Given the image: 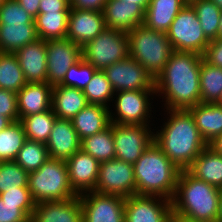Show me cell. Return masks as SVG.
Masks as SVG:
<instances>
[{
	"mask_svg": "<svg viewBox=\"0 0 222 222\" xmlns=\"http://www.w3.org/2000/svg\"><path fill=\"white\" fill-rule=\"evenodd\" d=\"M203 56L174 50L155 78V93L168 110H188L201 103L200 69ZM162 95V96H161Z\"/></svg>",
	"mask_w": 222,
	"mask_h": 222,
	"instance_id": "obj_1",
	"label": "cell"
},
{
	"mask_svg": "<svg viewBox=\"0 0 222 222\" xmlns=\"http://www.w3.org/2000/svg\"><path fill=\"white\" fill-rule=\"evenodd\" d=\"M166 112L167 121L154 132V143L180 170H187L208 144L189 110Z\"/></svg>",
	"mask_w": 222,
	"mask_h": 222,
	"instance_id": "obj_2",
	"label": "cell"
},
{
	"mask_svg": "<svg viewBox=\"0 0 222 222\" xmlns=\"http://www.w3.org/2000/svg\"><path fill=\"white\" fill-rule=\"evenodd\" d=\"M220 188L181 170L172 202L173 217L218 222Z\"/></svg>",
	"mask_w": 222,
	"mask_h": 222,
	"instance_id": "obj_3",
	"label": "cell"
},
{
	"mask_svg": "<svg viewBox=\"0 0 222 222\" xmlns=\"http://www.w3.org/2000/svg\"><path fill=\"white\" fill-rule=\"evenodd\" d=\"M137 195L172 200L181 170L153 142L133 164Z\"/></svg>",
	"mask_w": 222,
	"mask_h": 222,
	"instance_id": "obj_4",
	"label": "cell"
},
{
	"mask_svg": "<svg viewBox=\"0 0 222 222\" xmlns=\"http://www.w3.org/2000/svg\"><path fill=\"white\" fill-rule=\"evenodd\" d=\"M127 35L129 56L138 61L155 80L174 51L167 34L140 24Z\"/></svg>",
	"mask_w": 222,
	"mask_h": 222,
	"instance_id": "obj_5",
	"label": "cell"
},
{
	"mask_svg": "<svg viewBox=\"0 0 222 222\" xmlns=\"http://www.w3.org/2000/svg\"><path fill=\"white\" fill-rule=\"evenodd\" d=\"M28 189L35 203L64 201L78 196L71 187L66 162L52 158L29 173Z\"/></svg>",
	"mask_w": 222,
	"mask_h": 222,
	"instance_id": "obj_6",
	"label": "cell"
},
{
	"mask_svg": "<svg viewBox=\"0 0 222 222\" xmlns=\"http://www.w3.org/2000/svg\"><path fill=\"white\" fill-rule=\"evenodd\" d=\"M81 52L86 62L96 70L103 71L129 56L128 35L106 27L97 37L82 46Z\"/></svg>",
	"mask_w": 222,
	"mask_h": 222,
	"instance_id": "obj_7",
	"label": "cell"
},
{
	"mask_svg": "<svg viewBox=\"0 0 222 222\" xmlns=\"http://www.w3.org/2000/svg\"><path fill=\"white\" fill-rule=\"evenodd\" d=\"M173 50L194 52L203 56L210 40L205 36L197 13L188 2L176 15L167 31Z\"/></svg>",
	"mask_w": 222,
	"mask_h": 222,
	"instance_id": "obj_8",
	"label": "cell"
},
{
	"mask_svg": "<svg viewBox=\"0 0 222 222\" xmlns=\"http://www.w3.org/2000/svg\"><path fill=\"white\" fill-rule=\"evenodd\" d=\"M113 97L114 110H110V122L120 125H151L153 96L155 91H121L115 92ZM152 105V106H151ZM115 116V117H114Z\"/></svg>",
	"mask_w": 222,
	"mask_h": 222,
	"instance_id": "obj_9",
	"label": "cell"
},
{
	"mask_svg": "<svg viewBox=\"0 0 222 222\" xmlns=\"http://www.w3.org/2000/svg\"><path fill=\"white\" fill-rule=\"evenodd\" d=\"M115 145V159L135 164L154 142V130L149 125H120L110 123ZM152 130V131H151Z\"/></svg>",
	"mask_w": 222,
	"mask_h": 222,
	"instance_id": "obj_10",
	"label": "cell"
},
{
	"mask_svg": "<svg viewBox=\"0 0 222 222\" xmlns=\"http://www.w3.org/2000/svg\"><path fill=\"white\" fill-rule=\"evenodd\" d=\"M94 191L124 198L135 195L136 180L133 164L117 159L100 162Z\"/></svg>",
	"mask_w": 222,
	"mask_h": 222,
	"instance_id": "obj_11",
	"label": "cell"
},
{
	"mask_svg": "<svg viewBox=\"0 0 222 222\" xmlns=\"http://www.w3.org/2000/svg\"><path fill=\"white\" fill-rule=\"evenodd\" d=\"M103 72L114 92L141 90L155 91V80L146 69L132 57L106 67Z\"/></svg>",
	"mask_w": 222,
	"mask_h": 222,
	"instance_id": "obj_12",
	"label": "cell"
},
{
	"mask_svg": "<svg viewBox=\"0 0 222 222\" xmlns=\"http://www.w3.org/2000/svg\"><path fill=\"white\" fill-rule=\"evenodd\" d=\"M82 222H125V199L122 196L90 191L79 195Z\"/></svg>",
	"mask_w": 222,
	"mask_h": 222,
	"instance_id": "obj_13",
	"label": "cell"
},
{
	"mask_svg": "<svg viewBox=\"0 0 222 222\" xmlns=\"http://www.w3.org/2000/svg\"><path fill=\"white\" fill-rule=\"evenodd\" d=\"M171 200L156 195H132L125 199V222H172Z\"/></svg>",
	"mask_w": 222,
	"mask_h": 222,
	"instance_id": "obj_14",
	"label": "cell"
},
{
	"mask_svg": "<svg viewBox=\"0 0 222 222\" xmlns=\"http://www.w3.org/2000/svg\"><path fill=\"white\" fill-rule=\"evenodd\" d=\"M47 83L60 84L68 69L82 58L81 47L64 38L46 41Z\"/></svg>",
	"mask_w": 222,
	"mask_h": 222,
	"instance_id": "obj_15",
	"label": "cell"
},
{
	"mask_svg": "<svg viewBox=\"0 0 222 222\" xmlns=\"http://www.w3.org/2000/svg\"><path fill=\"white\" fill-rule=\"evenodd\" d=\"M105 28L103 12L70 8L66 38L80 47L97 37Z\"/></svg>",
	"mask_w": 222,
	"mask_h": 222,
	"instance_id": "obj_16",
	"label": "cell"
},
{
	"mask_svg": "<svg viewBox=\"0 0 222 222\" xmlns=\"http://www.w3.org/2000/svg\"><path fill=\"white\" fill-rule=\"evenodd\" d=\"M65 162L71 187L77 195L95 190L100 163L94 157L79 149Z\"/></svg>",
	"mask_w": 222,
	"mask_h": 222,
	"instance_id": "obj_17",
	"label": "cell"
},
{
	"mask_svg": "<svg viewBox=\"0 0 222 222\" xmlns=\"http://www.w3.org/2000/svg\"><path fill=\"white\" fill-rule=\"evenodd\" d=\"M105 26L128 33L144 23L145 10L139 4L123 0H106L103 8Z\"/></svg>",
	"mask_w": 222,
	"mask_h": 222,
	"instance_id": "obj_18",
	"label": "cell"
},
{
	"mask_svg": "<svg viewBox=\"0 0 222 222\" xmlns=\"http://www.w3.org/2000/svg\"><path fill=\"white\" fill-rule=\"evenodd\" d=\"M46 41L37 39L20 48L16 55L26 82H47Z\"/></svg>",
	"mask_w": 222,
	"mask_h": 222,
	"instance_id": "obj_19",
	"label": "cell"
},
{
	"mask_svg": "<svg viewBox=\"0 0 222 222\" xmlns=\"http://www.w3.org/2000/svg\"><path fill=\"white\" fill-rule=\"evenodd\" d=\"M46 147L50 158L64 161L81 148V140L71 120L56 119Z\"/></svg>",
	"mask_w": 222,
	"mask_h": 222,
	"instance_id": "obj_20",
	"label": "cell"
},
{
	"mask_svg": "<svg viewBox=\"0 0 222 222\" xmlns=\"http://www.w3.org/2000/svg\"><path fill=\"white\" fill-rule=\"evenodd\" d=\"M30 222H82L79 195L64 201L36 203Z\"/></svg>",
	"mask_w": 222,
	"mask_h": 222,
	"instance_id": "obj_21",
	"label": "cell"
},
{
	"mask_svg": "<svg viewBox=\"0 0 222 222\" xmlns=\"http://www.w3.org/2000/svg\"><path fill=\"white\" fill-rule=\"evenodd\" d=\"M53 86L46 83L27 82L17 92L19 121L26 116L51 109Z\"/></svg>",
	"mask_w": 222,
	"mask_h": 222,
	"instance_id": "obj_22",
	"label": "cell"
},
{
	"mask_svg": "<svg viewBox=\"0 0 222 222\" xmlns=\"http://www.w3.org/2000/svg\"><path fill=\"white\" fill-rule=\"evenodd\" d=\"M87 105L83 90L59 84L53 86L51 108L57 118L72 120Z\"/></svg>",
	"mask_w": 222,
	"mask_h": 222,
	"instance_id": "obj_23",
	"label": "cell"
},
{
	"mask_svg": "<svg viewBox=\"0 0 222 222\" xmlns=\"http://www.w3.org/2000/svg\"><path fill=\"white\" fill-rule=\"evenodd\" d=\"M188 0H151L145 10L144 23L154 31L167 33L171 23Z\"/></svg>",
	"mask_w": 222,
	"mask_h": 222,
	"instance_id": "obj_24",
	"label": "cell"
},
{
	"mask_svg": "<svg viewBox=\"0 0 222 222\" xmlns=\"http://www.w3.org/2000/svg\"><path fill=\"white\" fill-rule=\"evenodd\" d=\"M80 140L105 130L110 125V108L88 104L71 120Z\"/></svg>",
	"mask_w": 222,
	"mask_h": 222,
	"instance_id": "obj_25",
	"label": "cell"
},
{
	"mask_svg": "<svg viewBox=\"0 0 222 222\" xmlns=\"http://www.w3.org/2000/svg\"><path fill=\"white\" fill-rule=\"evenodd\" d=\"M37 39L35 23L6 22L0 24V52L15 53Z\"/></svg>",
	"mask_w": 222,
	"mask_h": 222,
	"instance_id": "obj_26",
	"label": "cell"
},
{
	"mask_svg": "<svg viewBox=\"0 0 222 222\" xmlns=\"http://www.w3.org/2000/svg\"><path fill=\"white\" fill-rule=\"evenodd\" d=\"M202 138L210 143L222 134V106L216 103H199L188 109Z\"/></svg>",
	"mask_w": 222,
	"mask_h": 222,
	"instance_id": "obj_27",
	"label": "cell"
},
{
	"mask_svg": "<svg viewBox=\"0 0 222 222\" xmlns=\"http://www.w3.org/2000/svg\"><path fill=\"white\" fill-rule=\"evenodd\" d=\"M187 171L196 179L222 188V156L208 145L193 161Z\"/></svg>",
	"mask_w": 222,
	"mask_h": 222,
	"instance_id": "obj_28",
	"label": "cell"
},
{
	"mask_svg": "<svg viewBox=\"0 0 222 222\" xmlns=\"http://www.w3.org/2000/svg\"><path fill=\"white\" fill-rule=\"evenodd\" d=\"M68 15L69 12L38 14L34 19L38 39L48 41L66 38Z\"/></svg>",
	"mask_w": 222,
	"mask_h": 222,
	"instance_id": "obj_29",
	"label": "cell"
},
{
	"mask_svg": "<svg viewBox=\"0 0 222 222\" xmlns=\"http://www.w3.org/2000/svg\"><path fill=\"white\" fill-rule=\"evenodd\" d=\"M80 149L94 157L99 163L115 159L113 131L110 125L105 130L82 139Z\"/></svg>",
	"mask_w": 222,
	"mask_h": 222,
	"instance_id": "obj_30",
	"label": "cell"
},
{
	"mask_svg": "<svg viewBox=\"0 0 222 222\" xmlns=\"http://www.w3.org/2000/svg\"><path fill=\"white\" fill-rule=\"evenodd\" d=\"M57 117L52 108L39 114L23 117L22 123L26 139L46 144Z\"/></svg>",
	"mask_w": 222,
	"mask_h": 222,
	"instance_id": "obj_31",
	"label": "cell"
},
{
	"mask_svg": "<svg viewBox=\"0 0 222 222\" xmlns=\"http://www.w3.org/2000/svg\"><path fill=\"white\" fill-rule=\"evenodd\" d=\"M26 83L16 55L0 52V89L17 93Z\"/></svg>",
	"mask_w": 222,
	"mask_h": 222,
	"instance_id": "obj_32",
	"label": "cell"
},
{
	"mask_svg": "<svg viewBox=\"0 0 222 222\" xmlns=\"http://www.w3.org/2000/svg\"><path fill=\"white\" fill-rule=\"evenodd\" d=\"M201 103H216L222 93V68L210 65L204 59L200 69Z\"/></svg>",
	"mask_w": 222,
	"mask_h": 222,
	"instance_id": "obj_33",
	"label": "cell"
},
{
	"mask_svg": "<svg viewBox=\"0 0 222 222\" xmlns=\"http://www.w3.org/2000/svg\"><path fill=\"white\" fill-rule=\"evenodd\" d=\"M197 13L205 36L211 41L218 38L222 10L211 0H188Z\"/></svg>",
	"mask_w": 222,
	"mask_h": 222,
	"instance_id": "obj_34",
	"label": "cell"
},
{
	"mask_svg": "<svg viewBox=\"0 0 222 222\" xmlns=\"http://www.w3.org/2000/svg\"><path fill=\"white\" fill-rule=\"evenodd\" d=\"M25 140V130L20 121L0 131V161H14Z\"/></svg>",
	"mask_w": 222,
	"mask_h": 222,
	"instance_id": "obj_35",
	"label": "cell"
},
{
	"mask_svg": "<svg viewBox=\"0 0 222 222\" xmlns=\"http://www.w3.org/2000/svg\"><path fill=\"white\" fill-rule=\"evenodd\" d=\"M49 158L46 144L26 139L14 161L30 173L38 170Z\"/></svg>",
	"mask_w": 222,
	"mask_h": 222,
	"instance_id": "obj_36",
	"label": "cell"
},
{
	"mask_svg": "<svg viewBox=\"0 0 222 222\" xmlns=\"http://www.w3.org/2000/svg\"><path fill=\"white\" fill-rule=\"evenodd\" d=\"M83 93L86 96L88 104L102 105L107 108L112 106L111 103H113L115 94L105 73L101 70L95 72L91 81L84 88Z\"/></svg>",
	"mask_w": 222,
	"mask_h": 222,
	"instance_id": "obj_37",
	"label": "cell"
},
{
	"mask_svg": "<svg viewBox=\"0 0 222 222\" xmlns=\"http://www.w3.org/2000/svg\"><path fill=\"white\" fill-rule=\"evenodd\" d=\"M28 175L15 161H0V193L16 187H28Z\"/></svg>",
	"mask_w": 222,
	"mask_h": 222,
	"instance_id": "obj_38",
	"label": "cell"
},
{
	"mask_svg": "<svg viewBox=\"0 0 222 222\" xmlns=\"http://www.w3.org/2000/svg\"><path fill=\"white\" fill-rule=\"evenodd\" d=\"M96 71L97 70L90 63L81 58L77 63L68 69L65 77L59 85L84 90Z\"/></svg>",
	"mask_w": 222,
	"mask_h": 222,
	"instance_id": "obj_39",
	"label": "cell"
},
{
	"mask_svg": "<svg viewBox=\"0 0 222 222\" xmlns=\"http://www.w3.org/2000/svg\"><path fill=\"white\" fill-rule=\"evenodd\" d=\"M3 204L19 205V207L31 218L35 208V202L32 199L28 187H16L0 193Z\"/></svg>",
	"mask_w": 222,
	"mask_h": 222,
	"instance_id": "obj_40",
	"label": "cell"
},
{
	"mask_svg": "<svg viewBox=\"0 0 222 222\" xmlns=\"http://www.w3.org/2000/svg\"><path fill=\"white\" fill-rule=\"evenodd\" d=\"M34 19L17 0H6L0 5V24L6 22L35 23Z\"/></svg>",
	"mask_w": 222,
	"mask_h": 222,
	"instance_id": "obj_41",
	"label": "cell"
},
{
	"mask_svg": "<svg viewBox=\"0 0 222 222\" xmlns=\"http://www.w3.org/2000/svg\"><path fill=\"white\" fill-rule=\"evenodd\" d=\"M0 115L12 122L19 121L17 93L0 89Z\"/></svg>",
	"mask_w": 222,
	"mask_h": 222,
	"instance_id": "obj_42",
	"label": "cell"
},
{
	"mask_svg": "<svg viewBox=\"0 0 222 222\" xmlns=\"http://www.w3.org/2000/svg\"><path fill=\"white\" fill-rule=\"evenodd\" d=\"M30 219L19 205L3 204L0 198V222H30Z\"/></svg>",
	"mask_w": 222,
	"mask_h": 222,
	"instance_id": "obj_43",
	"label": "cell"
},
{
	"mask_svg": "<svg viewBox=\"0 0 222 222\" xmlns=\"http://www.w3.org/2000/svg\"><path fill=\"white\" fill-rule=\"evenodd\" d=\"M203 59L212 66L222 68V38L210 41Z\"/></svg>",
	"mask_w": 222,
	"mask_h": 222,
	"instance_id": "obj_44",
	"label": "cell"
},
{
	"mask_svg": "<svg viewBox=\"0 0 222 222\" xmlns=\"http://www.w3.org/2000/svg\"><path fill=\"white\" fill-rule=\"evenodd\" d=\"M70 2L67 0H40L39 14L48 12H69Z\"/></svg>",
	"mask_w": 222,
	"mask_h": 222,
	"instance_id": "obj_45",
	"label": "cell"
},
{
	"mask_svg": "<svg viewBox=\"0 0 222 222\" xmlns=\"http://www.w3.org/2000/svg\"><path fill=\"white\" fill-rule=\"evenodd\" d=\"M106 0H71L70 7L75 9L103 11Z\"/></svg>",
	"mask_w": 222,
	"mask_h": 222,
	"instance_id": "obj_46",
	"label": "cell"
},
{
	"mask_svg": "<svg viewBox=\"0 0 222 222\" xmlns=\"http://www.w3.org/2000/svg\"><path fill=\"white\" fill-rule=\"evenodd\" d=\"M19 4L32 16L39 14L40 0H17Z\"/></svg>",
	"mask_w": 222,
	"mask_h": 222,
	"instance_id": "obj_47",
	"label": "cell"
},
{
	"mask_svg": "<svg viewBox=\"0 0 222 222\" xmlns=\"http://www.w3.org/2000/svg\"><path fill=\"white\" fill-rule=\"evenodd\" d=\"M208 146L222 156V134L215 137Z\"/></svg>",
	"mask_w": 222,
	"mask_h": 222,
	"instance_id": "obj_48",
	"label": "cell"
},
{
	"mask_svg": "<svg viewBox=\"0 0 222 222\" xmlns=\"http://www.w3.org/2000/svg\"><path fill=\"white\" fill-rule=\"evenodd\" d=\"M128 3H134V4H139L144 10H146L147 6L151 2V0H123Z\"/></svg>",
	"mask_w": 222,
	"mask_h": 222,
	"instance_id": "obj_49",
	"label": "cell"
},
{
	"mask_svg": "<svg viewBox=\"0 0 222 222\" xmlns=\"http://www.w3.org/2000/svg\"><path fill=\"white\" fill-rule=\"evenodd\" d=\"M12 123L13 122L9 118L0 115V131L7 128Z\"/></svg>",
	"mask_w": 222,
	"mask_h": 222,
	"instance_id": "obj_50",
	"label": "cell"
},
{
	"mask_svg": "<svg viewBox=\"0 0 222 222\" xmlns=\"http://www.w3.org/2000/svg\"><path fill=\"white\" fill-rule=\"evenodd\" d=\"M218 222H222V188L219 192Z\"/></svg>",
	"mask_w": 222,
	"mask_h": 222,
	"instance_id": "obj_51",
	"label": "cell"
},
{
	"mask_svg": "<svg viewBox=\"0 0 222 222\" xmlns=\"http://www.w3.org/2000/svg\"><path fill=\"white\" fill-rule=\"evenodd\" d=\"M172 222H203V221H194L185 217H172Z\"/></svg>",
	"mask_w": 222,
	"mask_h": 222,
	"instance_id": "obj_52",
	"label": "cell"
},
{
	"mask_svg": "<svg viewBox=\"0 0 222 222\" xmlns=\"http://www.w3.org/2000/svg\"><path fill=\"white\" fill-rule=\"evenodd\" d=\"M218 38H222V13L220 16V25H219V30H218Z\"/></svg>",
	"mask_w": 222,
	"mask_h": 222,
	"instance_id": "obj_53",
	"label": "cell"
},
{
	"mask_svg": "<svg viewBox=\"0 0 222 222\" xmlns=\"http://www.w3.org/2000/svg\"><path fill=\"white\" fill-rule=\"evenodd\" d=\"M222 10V0H211Z\"/></svg>",
	"mask_w": 222,
	"mask_h": 222,
	"instance_id": "obj_54",
	"label": "cell"
},
{
	"mask_svg": "<svg viewBox=\"0 0 222 222\" xmlns=\"http://www.w3.org/2000/svg\"><path fill=\"white\" fill-rule=\"evenodd\" d=\"M216 104L221 105L222 106V93L220 95L219 100L216 102Z\"/></svg>",
	"mask_w": 222,
	"mask_h": 222,
	"instance_id": "obj_55",
	"label": "cell"
},
{
	"mask_svg": "<svg viewBox=\"0 0 222 222\" xmlns=\"http://www.w3.org/2000/svg\"><path fill=\"white\" fill-rule=\"evenodd\" d=\"M4 1H6V0H0V5H1Z\"/></svg>",
	"mask_w": 222,
	"mask_h": 222,
	"instance_id": "obj_56",
	"label": "cell"
}]
</instances>
